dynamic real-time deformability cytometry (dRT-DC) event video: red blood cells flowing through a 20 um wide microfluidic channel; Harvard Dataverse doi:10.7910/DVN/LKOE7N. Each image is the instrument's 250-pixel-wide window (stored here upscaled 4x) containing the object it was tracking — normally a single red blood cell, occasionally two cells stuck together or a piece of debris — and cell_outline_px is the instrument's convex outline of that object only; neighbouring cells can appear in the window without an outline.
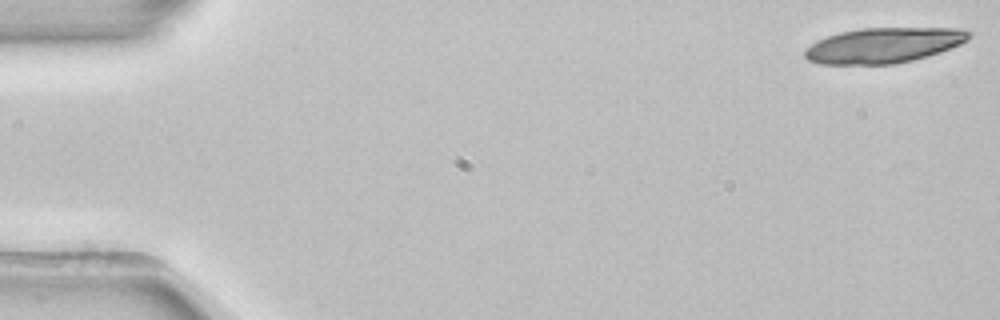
{"species": "common noctule bat (a hibernating species)", "species_latin": "Nyctalus noctula", "temperature_condition": "room temperature", "stored_images_in_passage": 12, "camera_frame_rate_fps": 3000, "um_per_image_px": 0.085, "animal": {"sex": "female", "body_mass_g": 22.7, "forearm_length_mm": 54.2}, "frame": {"image": 1, "passage_image": 1, "time_ms": 0.0, "image_size_px": [1000, 320], "cell_outline_px": [[960, 40], [944, 48], [932, 52], [900, 60], [872, 60], [860, 32], [952, 32]], "centroid_in_image_um": [76.96, 3.73], "position_along_channel_um": 8.0, "area_um2": 15.14}}